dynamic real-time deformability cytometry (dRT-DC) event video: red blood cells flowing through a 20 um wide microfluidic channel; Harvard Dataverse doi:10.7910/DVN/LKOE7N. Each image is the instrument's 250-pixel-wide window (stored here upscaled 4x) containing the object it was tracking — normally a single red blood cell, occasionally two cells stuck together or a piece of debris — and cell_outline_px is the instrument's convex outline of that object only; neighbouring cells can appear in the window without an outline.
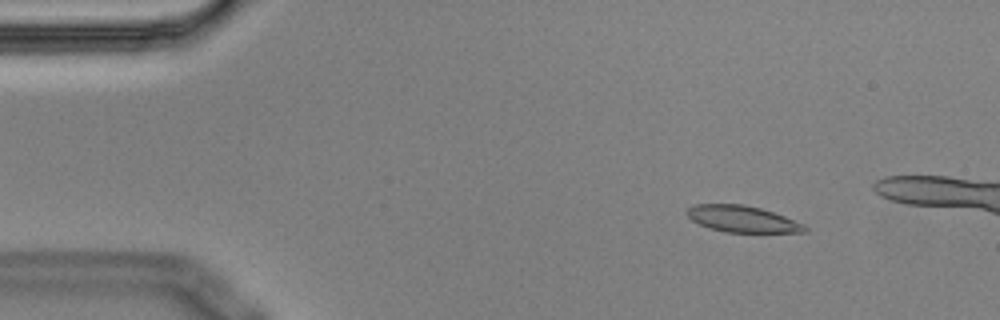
{"species": "Egyptian fruit bat (a non-hibernating species)", "species_latin": "Rousettus aegyptiacus", "temperature_condition": "cold", "stored_images_in_passage": 5, "camera_frame_rate_fps": 3000, "um_per_image_px": 0.085, "animal": {"sex": "male"}, "frame": {"image": 1, "passage_image": 2, "time_ms": 0.333, "image_size_px": [1000, 320], "cell_outline_px": [[808, 232], [724, 232], [708, 228], [692, 220], [684, 212], [688, 208], [696, 204], [744, 204], [760, 208], [784, 216], [804, 224], [808, 228]], "centroid_in_image_um": [63.08, 18.61], "position_along_channel_um": 21.9, "area_um2": 18.15}}